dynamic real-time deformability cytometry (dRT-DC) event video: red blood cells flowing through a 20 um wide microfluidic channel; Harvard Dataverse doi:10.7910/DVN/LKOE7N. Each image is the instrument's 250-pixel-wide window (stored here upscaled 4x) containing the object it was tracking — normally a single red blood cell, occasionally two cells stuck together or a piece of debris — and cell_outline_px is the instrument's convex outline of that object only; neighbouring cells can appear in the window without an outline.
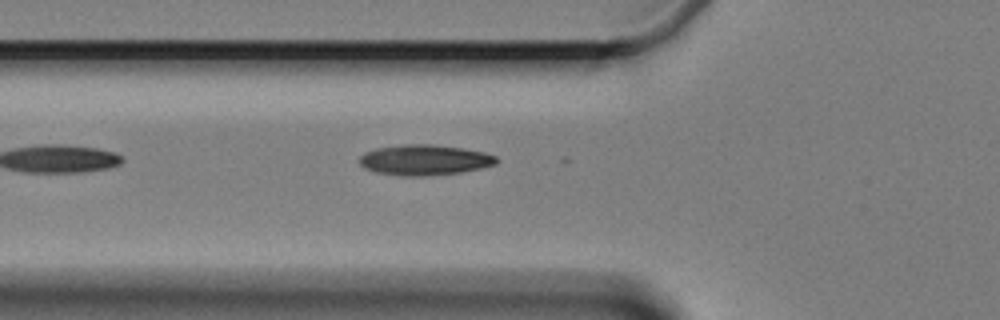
{"species": "Egyptian fruit bat (a non-hibernating species)", "species_latin": "Rousettus aegyptiacus", "temperature_condition": "cold", "stored_images_in_passage": 3, "camera_frame_rate_fps": 3000, "um_per_image_px": 0.085, "animal": {"sex": "female"}, "frame": {"image": 1, "passage_image": 3, "time_ms": 3.333, "image_size_px": [1000, 320], "cell_outline_px": [[500, 160], [496, 164], [480, 168], [460, 172], [424, 176], [404, 176], [376, 172], [364, 168], [360, 164], [360, 156], [364, 152], [376, 148], [404, 144], [432, 144], [464, 148], [484, 152], [496, 156]], "centroid_in_image_um": [36.09, 13.59], "position_along_channel_um": 89.7, "area_um2": 24.39}}